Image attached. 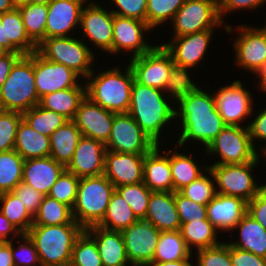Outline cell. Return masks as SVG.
I'll use <instances>...</instances> for the list:
<instances>
[{
  "instance_id": "obj_66",
  "label": "cell",
  "mask_w": 266,
  "mask_h": 266,
  "mask_svg": "<svg viewBox=\"0 0 266 266\" xmlns=\"http://www.w3.org/2000/svg\"><path fill=\"white\" fill-rule=\"evenodd\" d=\"M15 6H18L20 4H23V3H27V0H11Z\"/></svg>"
},
{
  "instance_id": "obj_64",
  "label": "cell",
  "mask_w": 266,
  "mask_h": 266,
  "mask_svg": "<svg viewBox=\"0 0 266 266\" xmlns=\"http://www.w3.org/2000/svg\"><path fill=\"white\" fill-rule=\"evenodd\" d=\"M15 7L11 0H0V14L12 11Z\"/></svg>"
},
{
  "instance_id": "obj_63",
  "label": "cell",
  "mask_w": 266,
  "mask_h": 266,
  "mask_svg": "<svg viewBox=\"0 0 266 266\" xmlns=\"http://www.w3.org/2000/svg\"><path fill=\"white\" fill-rule=\"evenodd\" d=\"M256 73L258 74L256 76H260V90L266 92V62Z\"/></svg>"
},
{
  "instance_id": "obj_18",
  "label": "cell",
  "mask_w": 266,
  "mask_h": 266,
  "mask_svg": "<svg viewBox=\"0 0 266 266\" xmlns=\"http://www.w3.org/2000/svg\"><path fill=\"white\" fill-rule=\"evenodd\" d=\"M150 29L152 28L145 21L114 15L112 53L132 50L134 58L149 52L154 46L144 42L143 32Z\"/></svg>"
},
{
  "instance_id": "obj_46",
  "label": "cell",
  "mask_w": 266,
  "mask_h": 266,
  "mask_svg": "<svg viewBox=\"0 0 266 266\" xmlns=\"http://www.w3.org/2000/svg\"><path fill=\"white\" fill-rule=\"evenodd\" d=\"M186 0H147L146 22L154 28L166 20L173 19Z\"/></svg>"
},
{
  "instance_id": "obj_51",
  "label": "cell",
  "mask_w": 266,
  "mask_h": 266,
  "mask_svg": "<svg viewBox=\"0 0 266 266\" xmlns=\"http://www.w3.org/2000/svg\"><path fill=\"white\" fill-rule=\"evenodd\" d=\"M175 204L179 214L180 223H188L190 220H208L206 205H201L175 192Z\"/></svg>"
},
{
  "instance_id": "obj_39",
  "label": "cell",
  "mask_w": 266,
  "mask_h": 266,
  "mask_svg": "<svg viewBox=\"0 0 266 266\" xmlns=\"http://www.w3.org/2000/svg\"><path fill=\"white\" fill-rule=\"evenodd\" d=\"M24 159L14 149L0 152V194L11 192L22 182Z\"/></svg>"
},
{
  "instance_id": "obj_21",
  "label": "cell",
  "mask_w": 266,
  "mask_h": 266,
  "mask_svg": "<svg viewBox=\"0 0 266 266\" xmlns=\"http://www.w3.org/2000/svg\"><path fill=\"white\" fill-rule=\"evenodd\" d=\"M114 14L101 8L100 5L90 2L81 11L80 25L84 36L103 49L112 53Z\"/></svg>"
},
{
  "instance_id": "obj_23",
  "label": "cell",
  "mask_w": 266,
  "mask_h": 266,
  "mask_svg": "<svg viewBox=\"0 0 266 266\" xmlns=\"http://www.w3.org/2000/svg\"><path fill=\"white\" fill-rule=\"evenodd\" d=\"M86 1L52 0L48 4L45 39L67 37L71 29L77 27V24L80 25L81 11Z\"/></svg>"
},
{
  "instance_id": "obj_11",
  "label": "cell",
  "mask_w": 266,
  "mask_h": 266,
  "mask_svg": "<svg viewBox=\"0 0 266 266\" xmlns=\"http://www.w3.org/2000/svg\"><path fill=\"white\" fill-rule=\"evenodd\" d=\"M157 144L149 138L128 113L114 115L107 150L120 153L147 154Z\"/></svg>"
},
{
  "instance_id": "obj_24",
  "label": "cell",
  "mask_w": 266,
  "mask_h": 266,
  "mask_svg": "<svg viewBox=\"0 0 266 266\" xmlns=\"http://www.w3.org/2000/svg\"><path fill=\"white\" fill-rule=\"evenodd\" d=\"M0 44L7 52L29 55L37 51V45L25 31L22 16L17 7L0 14Z\"/></svg>"
},
{
  "instance_id": "obj_5",
  "label": "cell",
  "mask_w": 266,
  "mask_h": 266,
  "mask_svg": "<svg viewBox=\"0 0 266 266\" xmlns=\"http://www.w3.org/2000/svg\"><path fill=\"white\" fill-rule=\"evenodd\" d=\"M35 85L34 52L22 55L0 87V110L24 113L39 104Z\"/></svg>"
},
{
  "instance_id": "obj_52",
  "label": "cell",
  "mask_w": 266,
  "mask_h": 266,
  "mask_svg": "<svg viewBox=\"0 0 266 266\" xmlns=\"http://www.w3.org/2000/svg\"><path fill=\"white\" fill-rule=\"evenodd\" d=\"M24 243L20 244L18 249L13 247V242L11 241V251L13 262L15 266H34L33 263H38L41 266L39 255L37 253L36 247L33 241L27 234L21 235ZM15 249V250H14ZM18 250V251H17ZM18 252V253H17Z\"/></svg>"
},
{
  "instance_id": "obj_9",
  "label": "cell",
  "mask_w": 266,
  "mask_h": 266,
  "mask_svg": "<svg viewBox=\"0 0 266 266\" xmlns=\"http://www.w3.org/2000/svg\"><path fill=\"white\" fill-rule=\"evenodd\" d=\"M205 149L207 154L220 156L221 160L214 164H243L259 157L247 126L225 125Z\"/></svg>"
},
{
  "instance_id": "obj_13",
  "label": "cell",
  "mask_w": 266,
  "mask_h": 266,
  "mask_svg": "<svg viewBox=\"0 0 266 266\" xmlns=\"http://www.w3.org/2000/svg\"><path fill=\"white\" fill-rule=\"evenodd\" d=\"M121 233L129 264L147 266L153 263L161 231L150 222L139 219L128 228L123 229Z\"/></svg>"
},
{
  "instance_id": "obj_45",
  "label": "cell",
  "mask_w": 266,
  "mask_h": 266,
  "mask_svg": "<svg viewBox=\"0 0 266 266\" xmlns=\"http://www.w3.org/2000/svg\"><path fill=\"white\" fill-rule=\"evenodd\" d=\"M189 68L176 65H172L171 73L166 83L165 92L171 93V97L178 102V104L191 93L197 91L199 88L193 84L189 74L187 73Z\"/></svg>"
},
{
  "instance_id": "obj_67",
  "label": "cell",
  "mask_w": 266,
  "mask_h": 266,
  "mask_svg": "<svg viewBox=\"0 0 266 266\" xmlns=\"http://www.w3.org/2000/svg\"><path fill=\"white\" fill-rule=\"evenodd\" d=\"M7 51L3 48V46L0 44V56L5 54Z\"/></svg>"
},
{
  "instance_id": "obj_7",
  "label": "cell",
  "mask_w": 266,
  "mask_h": 266,
  "mask_svg": "<svg viewBox=\"0 0 266 266\" xmlns=\"http://www.w3.org/2000/svg\"><path fill=\"white\" fill-rule=\"evenodd\" d=\"M37 52L45 59L71 68L81 77L87 78L93 71L91 64L94 54L83 41L73 37H53L44 39L38 46Z\"/></svg>"
},
{
  "instance_id": "obj_6",
  "label": "cell",
  "mask_w": 266,
  "mask_h": 266,
  "mask_svg": "<svg viewBox=\"0 0 266 266\" xmlns=\"http://www.w3.org/2000/svg\"><path fill=\"white\" fill-rule=\"evenodd\" d=\"M116 187L104 175L80 178L72 208L74 220L83 228L97 225L104 217Z\"/></svg>"
},
{
  "instance_id": "obj_35",
  "label": "cell",
  "mask_w": 266,
  "mask_h": 266,
  "mask_svg": "<svg viewBox=\"0 0 266 266\" xmlns=\"http://www.w3.org/2000/svg\"><path fill=\"white\" fill-rule=\"evenodd\" d=\"M216 228L209 220H190L180 226V233L190 250L214 247L220 242L216 239Z\"/></svg>"
},
{
  "instance_id": "obj_42",
  "label": "cell",
  "mask_w": 266,
  "mask_h": 266,
  "mask_svg": "<svg viewBox=\"0 0 266 266\" xmlns=\"http://www.w3.org/2000/svg\"><path fill=\"white\" fill-rule=\"evenodd\" d=\"M23 118L34 130L48 137H50L57 128L63 126L68 121V119L63 115L42 108L39 105H36L29 111L24 112Z\"/></svg>"
},
{
  "instance_id": "obj_34",
  "label": "cell",
  "mask_w": 266,
  "mask_h": 266,
  "mask_svg": "<svg viewBox=\"0 0 266 266\" xmlns=\"http://www.w3.org/2000/svg\"><path fill=\"white\" fill-rule=\"evenodd\" d=\"M138 220L130 205L115 190L111 196L105 215L97 226L110 231H122Z\"/></svg>"
},
{
  "instance_id": "obj_55",
  "label": "cell",
  "mask_w": 266,
  "mask_h": 266,
  "mask_svg": "<svg viewBox=\"0 0 266 266\" xmlns=\"http://www.w3.org/2000/svg\"><path fill=\"white\" fill-rule=\"evenodd\" d=\"M247 213L266 230V192L263 189L247 202Z\"/></svg>"
},
{
  "instance_id": "obj_12",
  "label": "cell",
  "mask_w": 266,
  "mask_h": 266,
  "mask_svg": "<svg viewBox=\"0 0 266 266\" xmlns=\"http://www.w3.org/2000/svg\"><path fill=\"white\" fill-rule=\"evenodd\" d=\"M173 64L172 55L160 45L132 58L129 66L136 82L164 91Z\"/></svg>"
},
{
  "instance_id": "obj_20",
  "label": "cell",
  "mask_w": 266,
  "mask_h": 266,
  "mask_svg": "<svg viewBox=\"0 0 266 266\" xmlns=\"http://www.w3.org/2000/svg\"><path fill=\"white\" fill-rule=\"evenodd\" d=\"M145 154L120 153L106 149L104 175L115 187L143 182Z\"/></svg>"
},
{
  "instance_id": "obj_16",
  "label": "cell",
  "mask_w": 266,
  "mask_h": 266,
  "mask_svg": "<svg viewBox=\"0 0 266 266\" xmlns=\"http://www.w3.org/2000/svg\"><path fill=\"white\" fill-rule=\"evenodd\" d=\"M251 93L245 90L240 80L222 87L214 94L216 108L225 125L241 126L240 121L252 113Z\"/></svg>"
},
{
  "instance_id": "obj_30",
  "label": "cell",
  "mask_w": 266,
  "mask_h": 266,
  "mask_svg": "<svg viewBox=\"0 0 266 266\" xmlns=\"http://www.w3.org/2000/svg\"><path fill=\"white\" fill-rule=\"evenodd\" d=\"M14 150L24 160L50 156V137L34 130L23 118L17 129Z\"/></svg>"
},
{
  "instance_id": "obj_54",
  "label": "cell",
  "mask_w": 266,
  "mask_h": 266,
  "mask_svg": "<svg viewBox=\"0 0 266 266\" xmlns=\"http://www.w3.org/2000/svg\"><path fill=\"white\" fill-rule=\"evenodd\" d=\"M119 9L114 15L134 18L146 22L147 0H112Z\"/></svg>"
},
{
  "instance_id": "obj_37",
  "label": "cell",
  "mask_w": 266,
  "mask_h": 266,
  "mask_svg": "<svg viewBox=\"0 0 266 266\" xmlns=\"http://www.w3.org/2000/svg\"><path fill=\"white\" fill-rule=\"evenodd\" d=\"M16 7L22 16L27 35L38 46L45 39L48 5L23 3Z\"/></svg>"
},
{
  "instance_id": "obj_4",
  "label": "cell",
  "mask_w": 266,
  "mask_h": 266,
  "mask_svg": "<svg viewBox=\"0 0 266 266\" xmlns=\"http://www.w3.org/2000/svg\"><path fill=\"white\" fill-rule=\"evenodd\" d=\"M92 71L87 80L86 96L94 103L113 113H127L131 102L134 75L130 66L123 74L117 67L99 73ZM91 78H93L91 80Z\"/></svg>"
},
{
  "instance_id": "obj_3",
  "label": "cell",
  "mask_w": 266,
  "mask_h": 266,
  "mask_svg": "<svg viewBox=\"0 0 266 266\" xmlns=\"http://www.w3.org/2000/svg\"><path fill=\"white\" fill-rule=\"evenodd\" d=\"M83 230L79 224L32 225L26 234L36 247L41 266H69L74 242Z\"/></svg>"
},
{
  "instance_id": "obj_27",
  "label": "cell",
  "mask_w": 266,
  "mask_h": 266,
  "mask_svg": "<svg viewBox=\"0 0 266 266\" xmlns=\"http://www.w3.org/2000/svg\"><path fill=\"white\" fill-rule=\"evenodd\" d=\"M143 220L153 224L159 231L180 230L181 223L175 204V192L152 191Z\"/></svg>"
},
{
  "instance_id": "obj_8",
  "label": "cell",
  "mask_w": 266,
  "mask_h": 266,
  "mask_svg": "<svg viewBox=\"0 0 266 266\" xmlns=\"http://www.w3.org/2000/svg\"><path fill=\"white\" fill-rule=\"evenodd\" d=\"M259 157L243 164H213L205 167L219 186L217 193L251 201L263 188L258 186L251 171L259 163Z\"/></svg>"
},
{
  "instance_id": "obj_50",
  "label": "cell",
  "mask_w": 266,
  "mask_h": 266,
  "mask_svg": "<svg viewBox=\"0 0 266 266\" xmlns=\"http://www.w3.org/2000/svg\"><path fill=\"white\" fill-rule=\"evenodd\" d=\"M197 257L198 266H232L229 243L197 250Z\"/></svg>"
},
{
  "instance_id": "obj_65",
  "label": "cell",
  "mask_w": 266,
  "mask_h": 266,
  "mask_svg": "<svg viewBox=\"0 0 266 266\" xmlns=\"http://www.w3.org/2000/svg\"><path fill=\"white\" fill-rule=\"evenodd\" d=\"M52 0H27V3H31V4H49Z\"/></svg>"
},
{
  "instance_id": "obj_59",
  "label": "cell",
  "mask_w": 266,
  "mask_h": 266,
  "mask_svg": "<svg viewBox=\"0 0 266 266\" xmlns=\"http://www.w3.org/2000/svg\"><path fill=\"white\" fill-rule=\"evenodd\" d=\"M22 56L21 53L6 52L0 56V87L3 85L14 63Z\"/></svg>"
},
{
  "instance_id": "obj_25",
  "label": "cell",
  "mask_w": 266,
  "mask_h": 266,
  "mask_svg": "<svg viewBox=\"0 0 266 266\" xmlns=\"http://www.w3.org/2000/svg\"><path fill=\"white\" fill-rule=\"evenodd\" d=\"M206 213L216 229L230 231L247 213V201L240 197L216 193L206 205Z\"/></svg>"
},
{
  "instance_id": "obj_58",
  "label": "cell",
  "mask_w": 266,
  "mask_h": 266,
  "mask_svg": "<svg viewBox=\"0 0 266 266\" xmlns=\"http://www.w3.org/2000/svg\"><path fill=\"white\" fill-rule=\"evenodd\" d=\"M247 127L249 130L252 145L256 149L253 140L261 139L266 141V108L261 111L255 117V120L250 122Z\"/></svg>"
},
{
  "instance_id": "obj_40",
  "label": "cell",
  "mask_w": 266,
  "mask_h": 266,
  "mask_svg": "<svg viewBox=\"0 0 266 266\" xmlns=\"http://www.w3.org/2000/svg\"><path fill=\"white\" fill-rule=\"evenodd\" d=\"M170 153H173L169 156V160L174 192L179 191L204 174L192 160L193 158L176 151H170Z\"/></svg>"
},
{
  "instance_id": "obj_57",
  "label": "cell",
  "mask_w": 266,
  "mask_h": 266,
  "mask_svg": "<svg viewBox=\"0 0 266 266\" xmlns=\"http://www.w3.org/2000/svg\"><path fill=\"white\" fill-rule=\"evenodd\" d=\"M266 0H218V13L222 20V16L231 11H235L236 9H246L251 8L255 9L256 7H260V5L265 3Z\"/></svg>"
},
{
  "instance_id": "obj_17",
  "label": "cell",
  "mask_w": 266,
  "mask_h": 266,
  "mask_svg": "<svg viewBox=\"0 0 266 266\" xmlns=\"http://www.w3.org/2000/svg\"><path fill=\"white\" fill-rule=\"evenodd\" d=\"M240 35L234 42L236 63L256 73L266 62V27H238Z\"/></svg>"
},
{
  "instance_id": "obj_41",
  "label": "cell",
  "mask_w": 266,
  "mask_h": 266,
  "mask_svg": "<svg viewBox=\"0 0 266 266\" xmlns=\"http://www.w3.org/2000/svg\"><path fill=\"white\" fill-rule=\"evenodd\" d=\"M0 212L21 232L26 234L33 224V216L11 191L0 194Z\"/></svg>"
},
{
  "instance_id": "obj_47",
  "label": "cell",
  "mask_w": 266,
  "mask_h": 266,
  "mask_svg": "<svg viewBox=\"0 0 266 266\" xmlns=\"http://www.w3.org/2000/svg\"><path fill=\"white\" fill-rule=\"evenodd\" d=\"M80 178L65 170L53 184L48 196L73 208Z\"/></svg>"
},
{
  "instance_id": "obj_61",
  "label": "cell",
  "mask_w": 266,
  "mask_h": 266,
  "mask_svg": "<svg viewBox=\"0 0 266 266\" xmlns=\"http://www.w3.org/2000/svg\"><path fill=\"white\" fill-rule=\"evenodd\" d=\"M0 266H15L11 251V240L0 243Z\"/></svg>"
},
{
  "instance_id": "obj_19",
  "label": "cell",
  "mask_w": 266,
  "mask_h": 266,
  "mask_svg": "<svg viewBox=\"0 0 266 266\" xmlns=\"http://www.w3.org/2000/svg\"><path fill=\"white\" fill-rule=\"evenodd\" d=\"M105 153L104 143L82 136L66 170L78 178L102 175L105 169Z\"/></svg>"
},
{
  "instance_id": "obj_33",
  "label": "cell",
  "mask_w": 266,
  "mask_h": 266,
  "mask_svg": "<svg viewBox=\"0 0 266 266\" xmlns=\"http://www.w3.org/2000/svg\"><path fill=\"white\" fill-rule=\"evenodd\" d=\"M240 229V240L229 245L238 249L252 252L266 259V230L251 215L246 213L234 229Z\"/></svg>"
},
{
  "instance_id": "obj_69",
  "label": "cell",
  "mask_w": 266,
  "mask_h": 266,
  "mask_svg": "<svg viewBox=\"0 0 266 266\" xmlns=\"http://www.w3.org/2000/svg\"><path fill=\"white\" fill-rule=\"evenodd\" d=\"M263 186V190L266 192V184L265 185H262Z\"/></svg>"
},
{
  "instance_id": "obj_29",
  "label": "cell",
  "mask_w": 266,
  "mask_h": 266,
  "mask_svg": "<svg viewBox=\"0 0 266 266\" xmlns=\"http://www.w3.org/2000/svg\"><path fill=\"white\" fill-rule=\"evenodd\" d=\"M168 155H171L170 151H167L164 156H160L158 145L145 154L143 182L151 191H173V181Z\"/></svg>"
},
{
  "instance_id": "obj_49",
  "label": "cell",
  "mask_w": 266,
  "mask_h": 266,
  "mask_svg": "<svg viewBox=\"0 0 266 266\" xmlns=\"http://www.w3.org/2000/svg\"><path fill=\"white\" fill-rule=\"evenodd\" d=\"M23 113L0 110V152L14 149L18 126Z\"/></svg>"
},
{
  "instance_id": "obj_22",
  "label": "cell",
  "mask_w": 266,
  "mask_h": 266,
  "mask_svg": "<svg viewBox=\"0 0 266 266\" xmlns=\"http://www.w3.org/2000/svg\"><path fill=\"white\" fill-rule=\"evenodd\" d=\"M213 30H205L179 37H173L172 42L163 44L164 48L172 55L176 65L192 68L204 57Z\"/></svg>"
},
{
  "instance_id": "obj_15",
  "label": "cell",
  "mask_w": 266,
  "mask_h": 266,
  "mask_svg": "<svg viewBox=\"0 0 266 266\" xmlns=\"http://www.w3.org/2000/svg\"><path fill=\"white\" fill-rule=\"evenodd\" d=\"M115 114L85 96L72 121L79 128L82 136L106 144L111 134Z\"/></svg>"
},
{
  "instance_id": "obj_1",
  "label": "cell",
  "mask_w": 266,
  "mask_h": 266,
  "mask_svg": "<svg viewBox=\"0 0 266 266\" xmlns=\"http://www.w3.org/2000/svg\"><path fill=\"white\" fill-rule=\"evenodd\" d=\"M179 104V111H176V118L180 116L182 119V133L177 142L179 146L193 139L207 147L225 127L214 95L199 88Z\"/></svg>"
},
{
  "instance_id": "obj_36",
  "label": "cell",
  "mask_w": 266,
  "mask_h": 266,
  "mask_svg": "<svg viewBox=\"0 0 266 266\" xmlns=\"http://www.w3.org/2000/svg\"><path fill=\"white\" fill-rule=\"evenodd\" d=\"M191 252L179 230L161 231L153 262L187 259L191 256Z\"/></svg>"
},
{
  "instance_id": "obj_31",
  "label": "cell",
  "mask_w": 266,
  "mask_h": 266,
  "mask_svg": "<svg viewBox=\"0 0 266 266\" xmlns=\"http://www.w3.org/2000/svg\"><path fill=\"white\" fill-rule=\"evenodd\" d=\"M86 96V86L78 84L76 87L56 91L44 95L39 100V106L57 112L68 120H73L80 102Z\"/></svg>"
},
{
  "instance_id": "obj_62",
  "label": "cell",
  "mask_w": 266,
  "mask_h": 266,
  "mask_svg": "<svg viewBox=\"0 0 266 266\" xmlns=\"http://www.w3.org/2000/svg\"><path fill=\"white\" fill-rule=\"evenodd\" d=\"M190 259L191 257L177 261L153 262L148 264L147 266H192L191 262L189 261Z\"/></svg>"
},
{
  "instance_id": "obj_44",
  "label": "cell",
  "mask_w": 266,
  "mask_h": 266,
  "mask_svg": "<svg viewBox=\"0 0 266 266\" xmlns=\"http://www.w3.org/2000/svg\"><path fill=\"white\" fill-rule=\"evenodd\" d=\"M116 191L130 205L138 219H144L148 210L151 190L144 182L116 187Z\"/></svg>"
},
{
  "instance_id": "obj_56",
  "label": "cell",
  "mask_w": 266,
  "mask_h": 266,
  "mask_svg": "<svg viewBox=\"0 0 266 266\" xmlns=\"http://www.w3.org/2000/svg\"><path fill=\"white\" fill-rule=\"evenodd\" d=\"M232 266H266V259L231 246Z\"/></svg>"
},
{
  "instance_id": "obj_26",
  "label": "cell",
  "mask_w": 266,
  "mask_h": 266,
  "mask_svg": "<svg viewBox=\"0 0 266 266\" xmlns=\"http://www.w3.org/2000/svg\"><path fill=\"white\" fill-rule=\"evenodd\" d=\"M66 170L50 156L24 160L22 182L48 195L53 184Z\"/></svg>"
},
{
  "instance_id": "obj_43",
  "label": "cell",
  "mask_w": 266,
  "mask_h": 266,
  "mask_svg": "<svg viewBox=\"0 0 266 266\" xmlns=\"http://www.w3.org/2000/svg\"><path fill=\"white\" fill-rule=\"evenodd\" d=\"M69 266H103L97 244L85 230L74 242Z\"/></svg>"
},
{
  "instance_id": "obj_68",
  "label": "cell",
  "mask_w": 266,
  "mask_h": 266,
  "mask_svg": "<svg viewBox=\"0 0 266 266\" xmlns=\"http://www.w3.org/2000/svg\"><path fill=\"white\" fill-rule=\"evenodd\" d=\"M262 149V151H263V156H265L266 157V146L264 147V148H261Z\"/></svg>"
},
{
  "instance_id": "obj_14",
  "label": "cell",
  "mask_w": 266,
  "mask_h": 266,
  "mask_svg": "<svg viewBox=\"0 0 266 266\" xmlns=\"http://www.w3.org/2000/svg\"><path fill=\"white\" fill-rule=\"evenodd\" d=\"M35 85L39 98L44 95L76 87L78 74L71 68L45 59L34 52Z\"/></svg>"
},
{
  "instance_id": "obj_10",
  "label": "cell",
  "mask_w": 266,
  "mask_h": 266,
  "mask_svg": "<svg viewBox=\"0 0 266 266\" xmlns=\"http://www.w3.org/2000/svg\"><path fill=\"white\" fill-rule=\"evenodd\" d=\"M174 37L213 30L221 26L217 0H186L172 19Z\"/></svg>"
},
{
  "instance_id": "obj_32",
  "label": "cell",
  "mask_w": 266,
  "mask_h": 266,
  "mask_svg": "<svg viewBox=\"0 0 266 266\" xmlns=\"http://www.w3.org/2000/svg\"><path fill=\"white\" fill-rule=\"evenodd\" d=\"M81 137V132L76 124L72 120H68L50 135V157L66 167L71 161Z\"/></svg>"
},
{
  "instance_id": "obj_53",
  "label": "cell",
  "mask_w": 266,
  "mask_h": 266,
  "mask_svg": "<svg viewBox=\"0 0 266 266\" xmlns=\"http://www.w3.org/2000/svg\"><path fill=\"white\" fill-rule=\"evenodd\" d=\"M12 192L20 199L21 203L34 217L45 195L24 182H20Z\"/></svg>"
},
{
  "instance_id": "obj_60",
  "label": "cell",
  "mask_w": 266,
  "mask_h": 266,
  "mask_svg": "<svg viewBox=\"0 0 266 266\" xmlns=\"http://www.w3.org/2000/svg\"><path fill=\"white\" fill-rule=\"evenodd\" d=\"M9 233L15 234L16 238H21L22 235L21 232L0 212V243H7L9 241L7 238Z\"/></svg>"
},
{
  "instance_id": "obj_28",
  "label": "cell",
  "mask_w": 266,
  "mask_h": 266,
  "mask_svg": "<svg viewBox=\"0 0 266 266\" xmlns=\"http://www.w3.org/2000/svg\"><path fill=\"white\" fill-rule=\"evenodd\" d=\"M84 230L95 240L103 266L129 265L121 231L106 230L97 225Z\"/></svg>"
},
{
  "instance_id": "obj_48",
  "label": "cell",
  "mask_w": 266,
  "mask_h": 266,
  "mask_svg": "<svg viewBox=\"0 0 266 266\" xmlns=\"http://www.w3.org/2000/svg\"><path fill=\"white\" fill-rule=\"evenodd\" d=\"M214 185L210 175L202 174L189 185L180 189L179 192L198 204L207 205L216 196L218 189Z\"/></svg>"
},
{
  "instance_id": "obj_2",
  "label": "cell",
  "mask_w": 266,
  "mask_h": 266,
  "mask_svg": "<svg viewBox=\"0 0 266 266\" xmlns=\"http://www.w3.org/2000/svg\"><path fill=\"white\" fill-rule=\"evenodd\" d=\"M163 92L134 80L127 112L157 145L163 126L176 117V109L167 103Z\"/></svg>"
},
{
  "instance_id": "obj_38",
  "label": "cell",
  "mask_w": 266,
  "mask_h": 266,
  "mask_svg": "<svg viewBox=\"0 0 266 266\" xmlns=\"http://www.w3.org/2000/svg\"><path fill=\"white\" fill-rule=\"evenodd\" d=\"M64 224H78L73 218L72 208L45 195L38 212L33 217L32 225Z\"/></svg>"
}]
</instances>
